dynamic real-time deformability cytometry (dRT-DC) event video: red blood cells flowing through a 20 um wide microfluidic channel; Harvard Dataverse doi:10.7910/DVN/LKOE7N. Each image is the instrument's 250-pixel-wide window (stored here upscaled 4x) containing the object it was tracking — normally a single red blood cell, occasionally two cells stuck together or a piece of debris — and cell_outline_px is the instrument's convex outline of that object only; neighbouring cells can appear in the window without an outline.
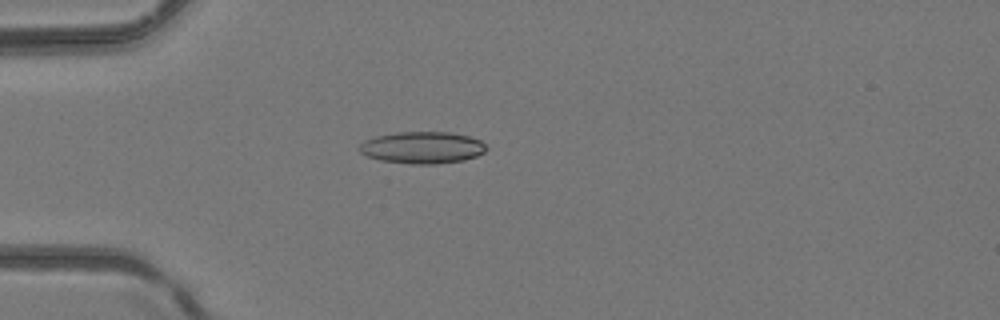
{"species": "common noctule bat (a hibernating species)", "species_latin": "Nyctalus noctula", "temperature_condition": "room temperature", "stored_images_in_passage": 5, "camera_frame_rate_fps": 3000, "um_per_image_px": 0.085, "animal": {"sex": "female", "body_mass_g": 24.6, "forearm_length_mm": 56.2}, "frame": {"image": 1, "passage_image": 4, "time_ms": 1.0, "image_size_px": [1000, 320], "cell_outline_px": [[488, 148], [484, 152], [476, 156], [464, 160], [436, 164], [412, 164], [380, 160], [368, 156], [360, 152], [356, 148], [364, 140], [376, 136], [396, 132], [452, 132], [468, 136], [480, 140]], "centroid_in_image_um": [35.88, 12.54], "position_along_channel_um": 49.1, "area_um2": 23.7}}